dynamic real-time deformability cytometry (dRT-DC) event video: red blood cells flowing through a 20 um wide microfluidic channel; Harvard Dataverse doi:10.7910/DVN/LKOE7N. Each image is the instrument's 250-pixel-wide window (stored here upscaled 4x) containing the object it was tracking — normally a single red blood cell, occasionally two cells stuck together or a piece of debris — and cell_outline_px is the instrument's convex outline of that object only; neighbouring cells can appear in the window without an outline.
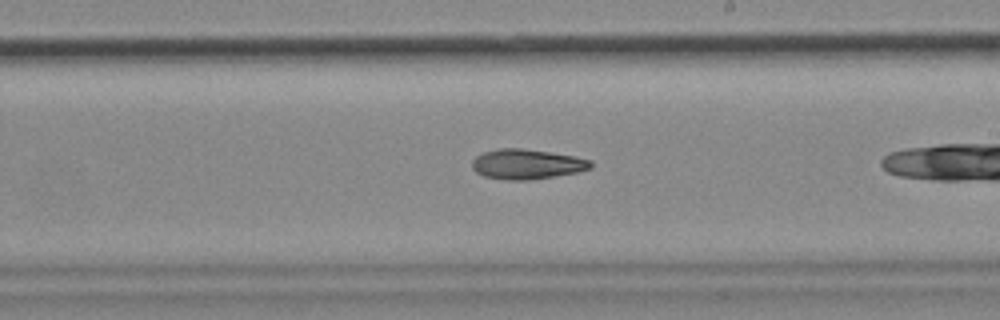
{"species": "common noctule bat (a hibernating species)", "species_latin": "Nyctalus noctula", "temperature_condition": "cold", "stored_images_in_passage": 27, "camera_frame_rate_fps": 3000, "um_per_image_px": 0.085, "animal": {"sex": "female", "body_mass_g": 18.4}, "frame": {"image": 1, "passage_image": 16, "time_ms": 5.0, "image_size_px": [1000, 320], "cell_outline_px": [[592, 168], [576, 172], [528, 180], [508, 180], [484, 176], [476, 172], [472, 168], [472, 160], [476, 156], [484, 152], [500, 148], [524, 148], [576, 156], [592, 160]], "centroid_in_image_um": [44.78, 13.94], "position_along_channel_um": 244.2, "area_um2": 20.69}}